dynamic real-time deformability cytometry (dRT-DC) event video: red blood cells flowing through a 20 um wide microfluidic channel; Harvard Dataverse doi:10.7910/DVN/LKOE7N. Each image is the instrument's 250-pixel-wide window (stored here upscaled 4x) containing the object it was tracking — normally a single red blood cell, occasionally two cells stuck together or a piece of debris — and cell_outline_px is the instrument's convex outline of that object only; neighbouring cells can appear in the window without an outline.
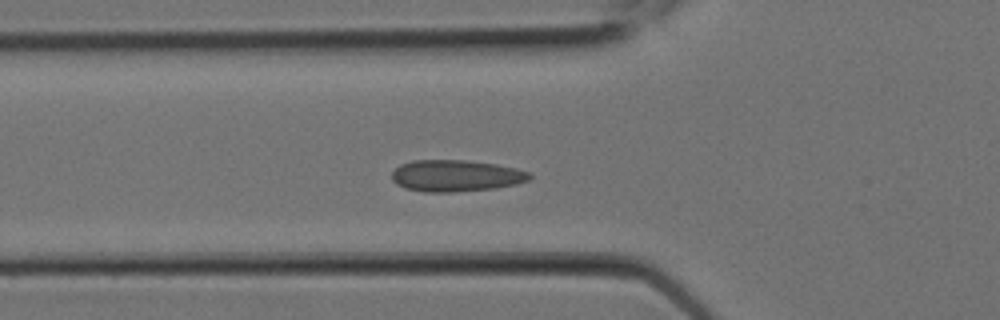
{"species": "Egyptian fruit bat (a non-hibernating species)", "species_latin": "Rousettus aegyptiacus", "temperature_condition": "room temperature", "stored_images_in_passage": 10, "camera_frame_rate_fps": 3000, "um_per_image_px": 0.085, "animal": {"sex": "female"}, "frame": {"image": 1, "passage_image": 7, "time_ms": 2.0, "image_size_px": [1000, 320], "cell_outline_px": [[532, 176], [528, 180], [516, 184], [496, 188], [452, 192], [424, 192], [404, 188], [396, 184], [392, 180], [392, 172], [400, 164], [412, 160], [464, 160], [496, 164], [516, 168], [532, 172]], "centroid_in_image_um": [38.75, 14.94], "position_along_channel_um": 87.1, "area_um2": 25.55}}
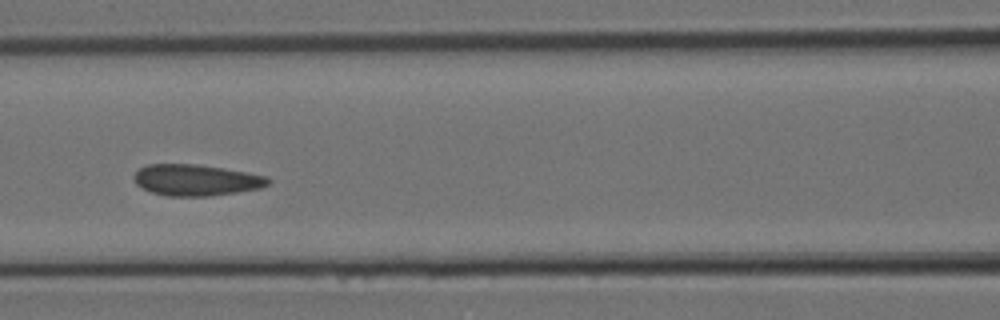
{"frame": {"image": 2, "passage_image": 9, "time_ms": 2.667, "image_size_px": [1000, 320], "cell_outline_px": [[272, 180], [268, 184], [260, 188], [236, 192], [208, 196], [168, 196], [152, 192], [136, 184], [132, 176], [140, 168], [148, 164], [196, 164], [224, 168], [248, 172], [268, 176]], "centroid_in_image_um": [16.68, 15.3], "position_along_channel_um": 149.9, "area_um2": 24.45}}
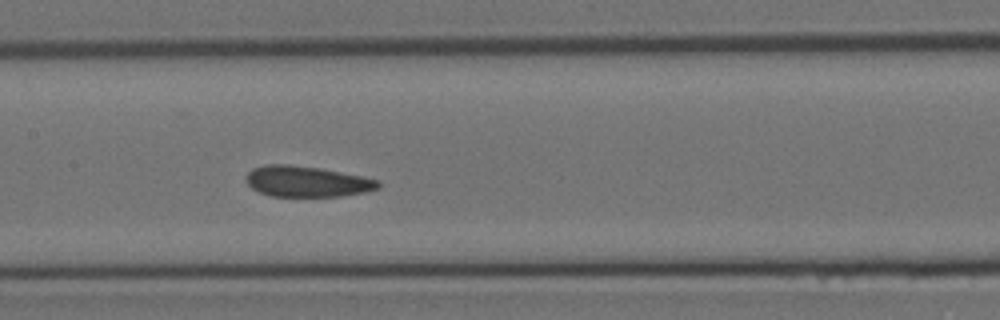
{"frame": {"image": 3, "passage_image": 10, "time_ms": 3.0, "image_size_px": [1000, 320], "cell_outline_px": [[380, 188], [364, 192], [340, 196], [272, 196], [260, 192], [252, 188], [244, 180], [244, 176], [252, 168], [268, 164], [288, 164], [320, 168], [364, 176], [380, 180]], "centroid_in_image_um": [26.08, 15.41], "position_along_channel_um": 181.3, "area_um2": 23.87}}